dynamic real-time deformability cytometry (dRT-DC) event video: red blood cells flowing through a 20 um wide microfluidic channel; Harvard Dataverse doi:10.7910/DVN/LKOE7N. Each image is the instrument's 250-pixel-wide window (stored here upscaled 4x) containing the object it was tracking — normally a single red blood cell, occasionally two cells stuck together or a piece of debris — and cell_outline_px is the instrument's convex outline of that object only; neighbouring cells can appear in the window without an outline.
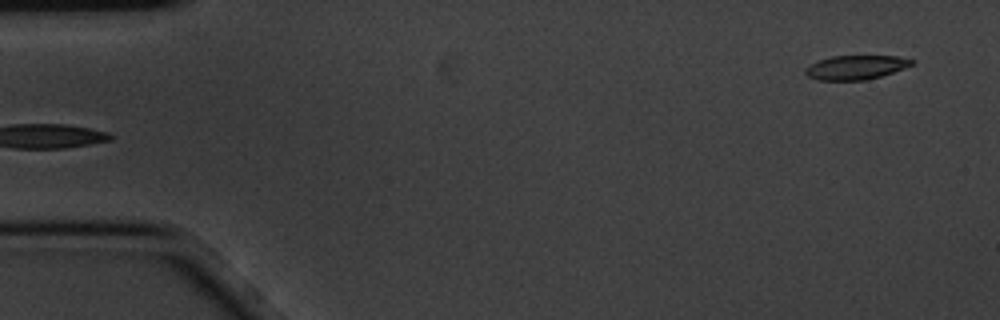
{"species": "common noctule bat (a hibernating species)", "species_latin": "Nyctalus noctula", "temperature_condition": "cold", "stored_images_in_passage": 3, "segment_of_instrument_passage": [2, 2], "camera_frame_rate_fps": 3000, "um_per_image_px": 0.085, "animal": {"sex": "male", "body_mass_g": 20.1, "forearm_length_mm": 53.5}, "frame": {"image": 1, "passage_image": 3, "time_ms": 0.667, "image_size_px": [1000, 320], "cell_outline_px": [[916, 60], [912, 64], [904, 68], [880, 76], [864, 80], [820, 80], [808, 76], [804, 72], [804, 68], [808, 64], [832, 56], [896, 56]], "centroid_in_image_um": [72.71, 5.72], "position_along_channel_um": 12.3, "area_um2": 14.85}}